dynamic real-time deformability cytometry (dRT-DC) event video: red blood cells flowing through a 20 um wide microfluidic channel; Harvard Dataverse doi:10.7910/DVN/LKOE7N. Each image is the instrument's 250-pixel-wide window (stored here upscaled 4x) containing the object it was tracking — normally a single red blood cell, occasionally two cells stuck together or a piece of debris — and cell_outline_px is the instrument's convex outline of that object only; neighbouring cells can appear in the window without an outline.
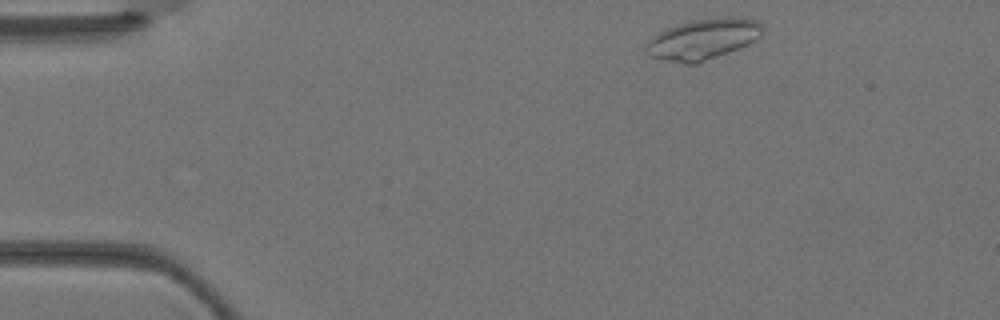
{"species": "Egyptian fruit bat (a non-hibernating species)", "species_latin": "Rousettus aegyptiacus", "temperature_condition": "warm", "stored_images_in_passage": 3, "camera_frame_rate_fps": 3000, "um_per_image_px": 0.085, "animal": {"sex": "female"}, "frame": {"image": 1, "passage_image": 1, "time_ms": 0.0, "image_size_px": [1000, 320], "cell_outline_px": [[764, 28], [760, 36], [748, 44], [696, 64], [684, 64], [664, 60], [652, 56], [644, 48], [648, 40], [652, 36], [664, 28], [692, 20], [756, 20]], "centroid_in_image_um": [59.66, 3.38], "position_along_channel_um": 25.3, "area_um2": 26.59}}